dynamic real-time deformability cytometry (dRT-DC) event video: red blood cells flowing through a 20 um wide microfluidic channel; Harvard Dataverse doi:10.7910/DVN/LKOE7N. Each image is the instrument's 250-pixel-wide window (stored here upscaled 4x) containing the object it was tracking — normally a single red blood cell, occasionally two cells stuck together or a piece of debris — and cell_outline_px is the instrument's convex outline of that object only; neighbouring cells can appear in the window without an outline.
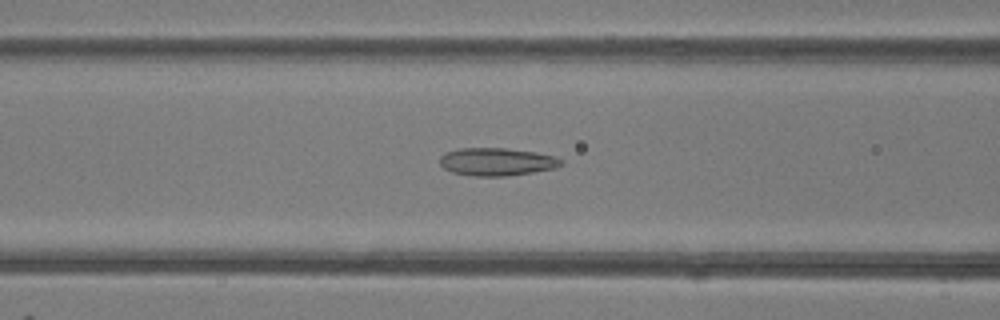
{"species": "common noctule bat (a hibernating species)", "species_latin": "Nyctalus noctula", "temperature_condition": "room temperature", "stored_images_in_passage": 46, "camera_frame_rate_fps": 3000, "um_per_image_px": 0.085, "animal": {"sex": "female"}, "frame": {"image": 1, "passage_image": 17, "time_ms": 5.333, "image_size_px": [1000, 320], "cell_outline_px": [[564, 164], [556, 168], [508, 176], [472, 176], [452, 172], [444, 168], [440, 164], [440, 156], [448, 152], [460, 148], [504, 148], [536, 152], [556, 156], [564, 160]], "centroid_in_image_um": [42.27, 13.75], "position_along_channel_um": 124.3, "area_um2": 19.77}}
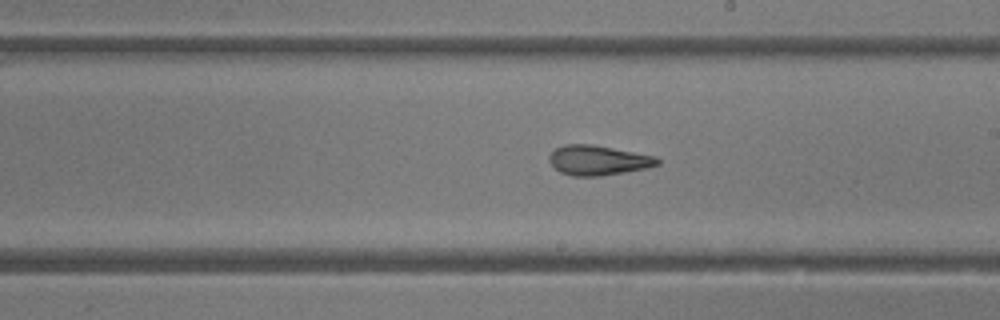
{"frame": {"image": 2, "passage_image": 25, "time_ms": 8.0, "image_size_px": [1000, 320], "cell_outline_px": [[660, 164], [648, 168], [600, 176], [572, 176], [560, 172], [548, 160], [548, 156], [556, 148], [564, 144], [592, 144], [656, 156], [660, 160]], "centroid_in_image_um": [50.85, 13.62], "position_along_channel_um": 238.1, "area_um2": 18.84}}
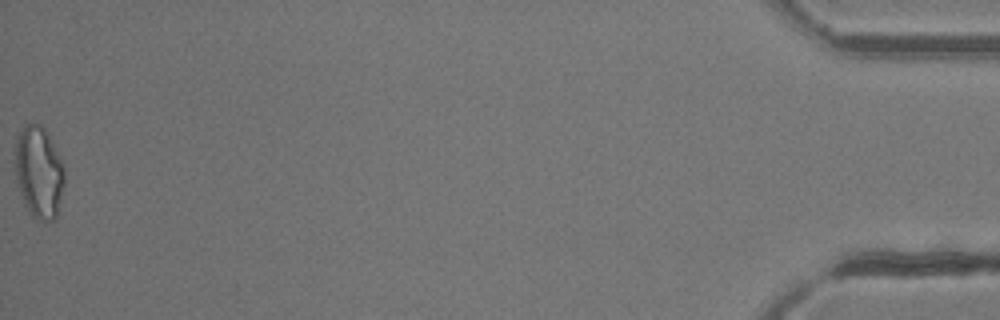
{"frame": {"image": 3, "passage_image": 46, "time_ms": 15.0, "image_size_px": [1000, 320], "cell_outline_px": [[64, 184], [56, 220], [40, 220], [32, 216], [24, 204], [16, 180], [16, 136], [24, 124], [40, 124], [48, 132], [64, 164]], "centroid_in_image_um": [3.32, 14.62], "position_along_channel_um": 431.9, "area_um2": 26.59}, "authors_computed_cell_mechanics": {"area_um2": 20.3745, "velocity_mm_per_s": 4.2655, "shape_relaxation_time_tau1_ms": null, "shape_relaxation_time_tau2_ms": 2.5186, "deformation_change_tau1": null, "deformation_change_tau2": 0.1065}}